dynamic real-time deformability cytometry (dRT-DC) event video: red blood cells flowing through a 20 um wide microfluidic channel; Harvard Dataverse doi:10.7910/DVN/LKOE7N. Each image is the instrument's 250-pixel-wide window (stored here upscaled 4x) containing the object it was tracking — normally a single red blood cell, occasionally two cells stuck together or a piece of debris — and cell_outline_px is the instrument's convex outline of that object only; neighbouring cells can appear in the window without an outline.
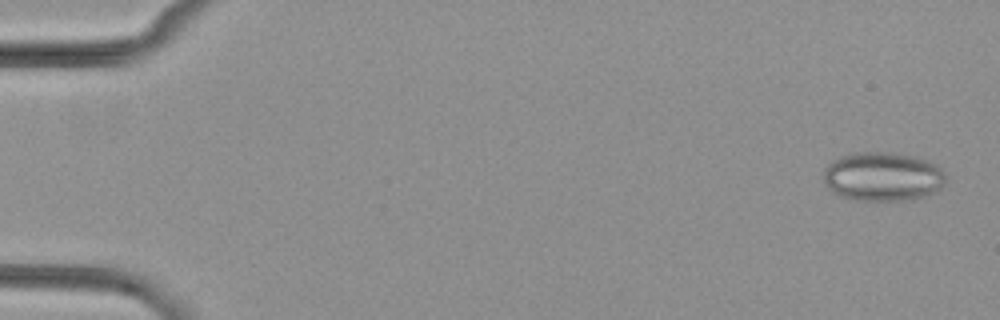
{"species": "common noctule bat (a hibernating species)", "species_latin": "Nyctalus noctula", "temperature_condition": "cold", "stored_images_in_passage": 5, "camera_frame_rate_fps": 3000, "um_per_image_px": 0.085, "animal": {"sex": "female", "body_mass_g": 29.2, "forearm_length_mm": 56.3}, "frame": {"image": 1, "passage_image": 1, "time_ms": 0.0, "image_size_px": [1000, 320], "cell_outline_px": [[944, 184], [936, 192], [912, 200], [856, 200], [840, 196], [832, 192], [824, 184], [824, 168], [832, 160], [840, 156], [852, 152], [888, 152], [916, 156], [936, 164], [944, 172]], "centroid_in_image_um": [75.01, 15.0], "position_along_channel_um": 10.0, "area_um2": 35.26}}